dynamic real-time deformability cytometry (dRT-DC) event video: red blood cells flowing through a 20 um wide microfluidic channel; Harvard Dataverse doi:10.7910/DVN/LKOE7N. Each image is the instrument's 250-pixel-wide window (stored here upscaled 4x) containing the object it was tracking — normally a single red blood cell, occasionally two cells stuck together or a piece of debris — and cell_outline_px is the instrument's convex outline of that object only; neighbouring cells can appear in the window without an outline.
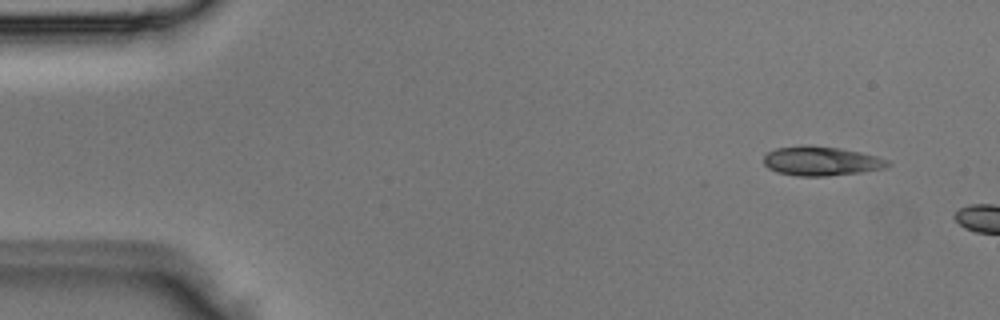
{"species": "Egyptian fruit bat (a non-hibernating species)", "species_latin": "Rousettus aegyptiacus", "temperature_condition": "room temperature", "stored_images_in_passage": 2, "camera_frame_rate_fps": 3000, "um_per_image_px": 0.085, "animal": {"sex": "male"}, "frame": {"image": 1, "passage_image": 1, "time_ms": 0.0, "image_size_px": [1000, 320], "cell_outline_px": [[892, 164], [884, 168], [860, 172], [824, 176], [796, 176], [776, 172], [768, 168], [764, 164], [764, 156], [768, 152], [776, 148], [804, 144], [840, 148], [860, 152], [876, 156], [888, 160]], "centroid_in_image_um": [69.77, 13.68], "position_along_channel_um": 15.2, "area_um2": 21.21}}